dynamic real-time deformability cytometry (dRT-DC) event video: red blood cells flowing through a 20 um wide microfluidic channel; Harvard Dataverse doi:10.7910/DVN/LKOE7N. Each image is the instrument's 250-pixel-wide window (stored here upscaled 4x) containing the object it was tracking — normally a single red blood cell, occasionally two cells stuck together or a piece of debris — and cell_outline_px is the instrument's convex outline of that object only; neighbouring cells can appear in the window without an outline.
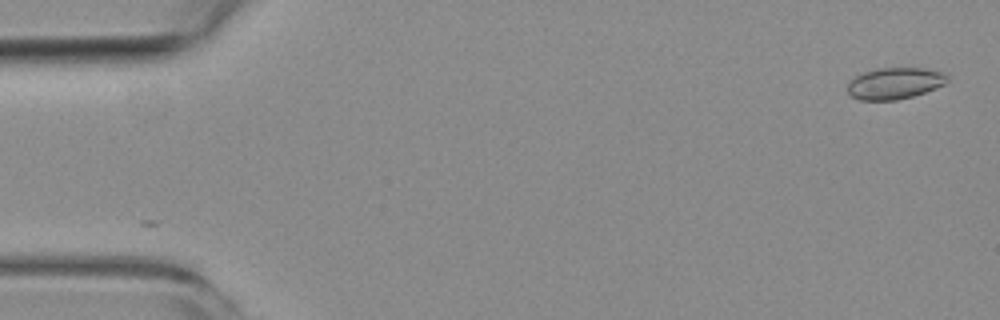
{"species": "common noctule bat (a hibernating species)", "species_latin": "Nyctalus noctula", "temperature_condition": "room temperature", "stored_images_in_passage": 2, "camera_frame_rate_fps": 3000, "um_per_image_px": 0.085, "animal": {"sex": "female", "body_mass_g": 19.3, "forearm_length_mm": 54.1}, "frame": {"image": 1, "passage_image": 2, "time_ms": 1.0, "image_size_px": [1000, 320], "cell_outline_px": [[948, 80], [944, 84], [936, 88], [912, 96], [896, 100], [860, 100], [852, 96], [848, 92], [848, 80], [864, 72], [876, 68], [924, 68], [940, 72], [948, 76]], "centroid_in_image_um": [76.02, 7.08], "position_along_channel_um": 9.0, "area_um2": 18.21}}